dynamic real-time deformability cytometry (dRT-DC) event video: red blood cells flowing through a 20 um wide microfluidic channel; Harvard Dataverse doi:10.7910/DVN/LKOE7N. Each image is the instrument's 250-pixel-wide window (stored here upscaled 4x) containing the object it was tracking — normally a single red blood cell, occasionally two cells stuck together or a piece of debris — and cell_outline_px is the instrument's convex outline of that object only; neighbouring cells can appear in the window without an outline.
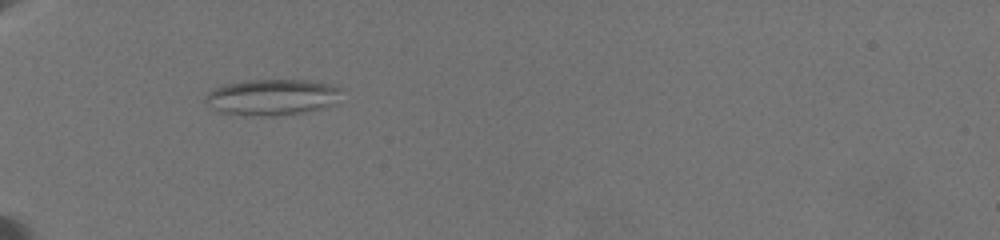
{"species": "common noctule bat (a hibernating species)", "species_latin": "Nyctalus noctula", "temperature_condition": "warm", "stored_images_in_passage": 7, "camera_frame_rate_fps": 3000, "um_per_image_px": 0.085, "animal": {"sex": "female", "body_mass_g": 19.5, "forearm_length_mm": 54.1}, "frame": {"image": 1, "passage_image": 6, "time_ms": 5.333, "image_size_px": [1000, 240], "cell_outline_px": [[348, 88], [336, 104], [304, 112], [272, 116], [244, 116], [220, 112], [204, 104], [204, 96], [208, 92], [224, 84], [248, 80], [304, 80], [332, 84]], "centroid_in_image_um": [23.18, 8.26], "position_along_channel_um": 61.8, "area_um2": 29.36}}